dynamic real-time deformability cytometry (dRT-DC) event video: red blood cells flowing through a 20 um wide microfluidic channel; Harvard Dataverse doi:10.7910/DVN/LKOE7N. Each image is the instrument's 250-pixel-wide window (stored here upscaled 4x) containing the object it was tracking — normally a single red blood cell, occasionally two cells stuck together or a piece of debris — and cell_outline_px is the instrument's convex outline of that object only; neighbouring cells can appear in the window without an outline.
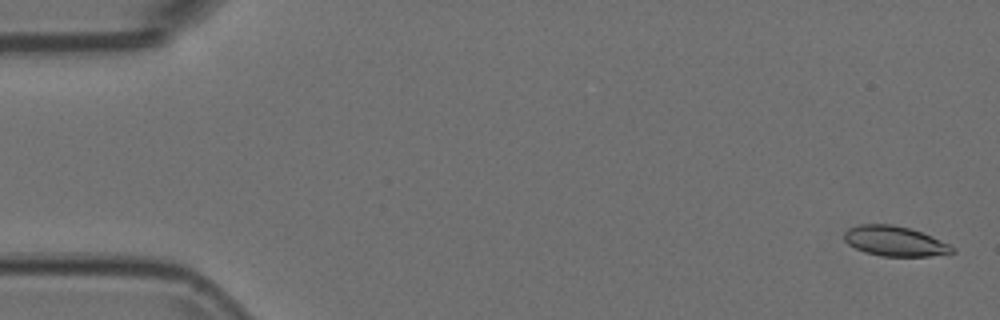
{"species": "Egyptian fruit bat (a non-hibernating species)", "species_latin": "Rousettus aegyptiacus", "temperature_condition": "room temperature", "stored_images_in_passage": 55, "camera_frame_rate_fps": 3000, "um_per_image_px": 0.085, "animal": {"sex": "female"}, "frame": {"image": 1, "passage_image": 2, "time_ms": 0.333, "image_size_px": [1000, 320], "cell_outline_px": [[956, 252], [928, 256], [880, 256], [864, 252], [848, 244], [844, 240], [844, 232], [848, 228], [860, 224], [892, 224], [908, 228], [932, 236], [956, 248]], "centroid_in_image_um": [76.04, 20.5], "position_along_channel_um": 9.0, "area_um2": 18.84}}
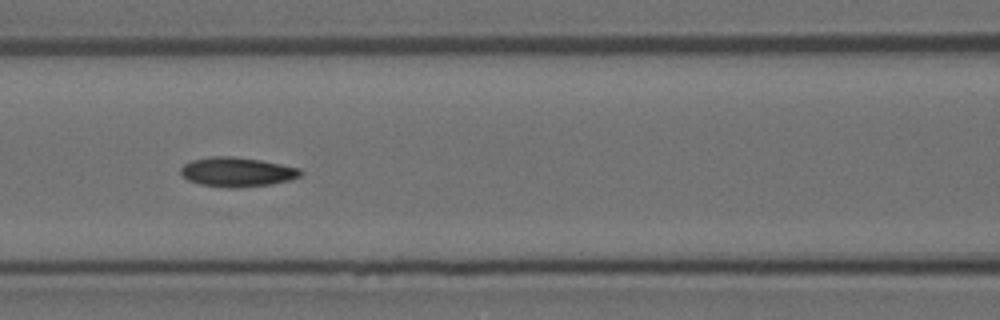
{"frame": {"image": 2, "passage_image": 24, "time_ms": 7.667, "image_size_px": [1000, 320], "cell_outline_px": [[304, 172], [300, 176], [292, 180], [272, 184], [236, 188], [228, 188], [200, 184], [188, 180], [180, 176], [180, 168], [184, 164], [192, 160], [212, 156], [232, 156], [260, 160], [300, 168]], "centroid_in_image_um": [20.15, 14.62], "position_along_channel_um": 146.5, "area_um2": 20.75}}
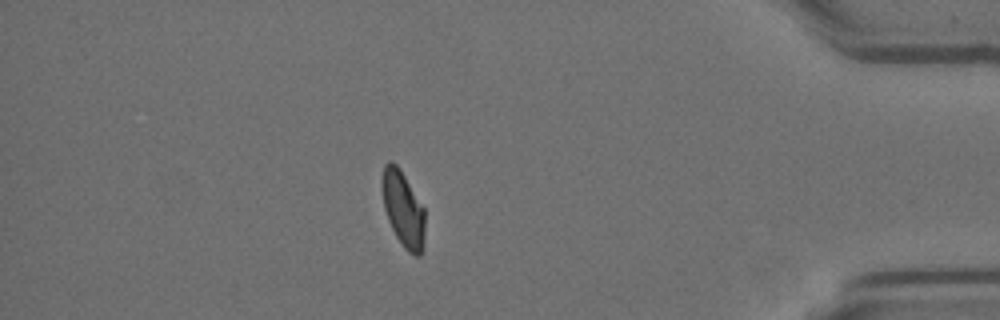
{"frame": {"image": 3, "passage_image": 48, "time_ms": 15.667, "image_size_px": [1000, 320], "cell_outline_px": [[424, 236], [420, 256], [416, 256], [408, 252], [404, 248], [396, 236], [388, 220], [384, 208], [380, 188], [380, 180], [384, 164], [388, 160], [392, 160], [400, 168], [424, 208]], "centroid_in_image_um": [34.22, 17.7], "position_along_channel_um": 401.0, "area_um2": 19.13}}